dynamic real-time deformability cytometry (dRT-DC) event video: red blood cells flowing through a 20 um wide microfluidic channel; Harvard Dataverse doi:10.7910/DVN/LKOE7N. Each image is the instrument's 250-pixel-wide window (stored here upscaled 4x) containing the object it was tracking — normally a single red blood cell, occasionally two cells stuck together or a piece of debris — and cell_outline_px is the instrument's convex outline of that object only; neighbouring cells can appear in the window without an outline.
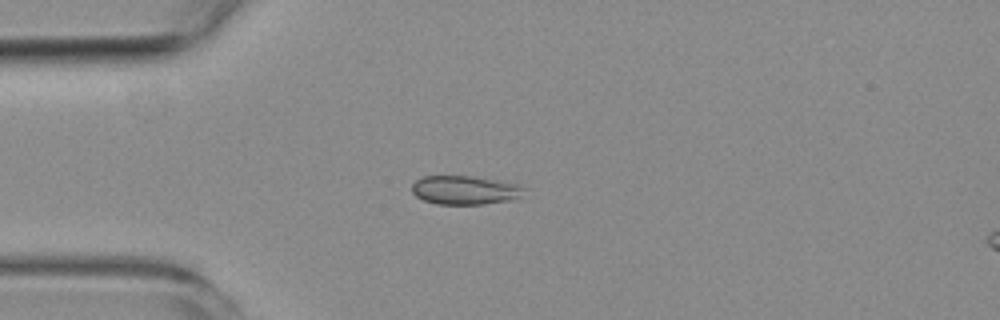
{"species": "common noctule bat (a hibernating species)", "species_latin": "Nyctalus noctula", "temperature_condition": "room temperature", "stored_images_in_passage": 1, "camera_frame_rate_fps": 3000, "um_per_image_px": 0.085, "animal": {"sex": "female", "body_mass_g": 19.3, "forearm_length_mm": 54.1}, "frame": {"image": 1, "passage_image": 1, "time_ms": 0.0, "image_size_px": [1000, 320], "cell_outline_px": [[524, 188], [520, 196], [508, 200], [484, 204], [436, 204], [424, 200], [416, 196], [412, 192], [412, 184], [416, 180], [424, 176], [472, 176], [504, 180], [520, 184]], "centroid_in_image_um": [39.52, 16.14], "position_along_channel_um": 45.5, "area_um2": 18.9}}